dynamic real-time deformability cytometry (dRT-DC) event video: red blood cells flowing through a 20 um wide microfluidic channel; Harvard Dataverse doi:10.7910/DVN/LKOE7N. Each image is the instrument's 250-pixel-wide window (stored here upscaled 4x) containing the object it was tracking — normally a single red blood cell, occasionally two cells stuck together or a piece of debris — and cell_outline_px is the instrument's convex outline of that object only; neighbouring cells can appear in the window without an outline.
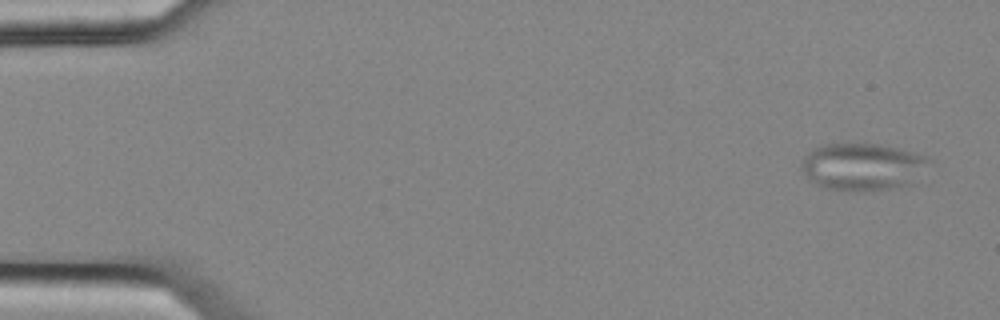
{"species": "common noctule bat (a hibernating species)", "species_latin": "Nyctalus noctula", "temperature_condition": "cold", "stored_images_in_passage": 4, "camera_frame_rate_fps": 3000, "um_per_image_px": 0.085, "animal": {"sex": "female", "body_mass_g": 25.1}, "frame": {"image": 1, "passage_image": 1, "time_ms": 0.0, "image_size_px": [1000, 320], "cell_outline_px": [[932, 160], [912, 184], [872, 192], [856, 192], [824, 188], [808, 180], [800, 168], [804, 156], [808, 152], [824, 144], [876, 144], [896, 148], [912, 152], [924, 156]], "centroid_in_image_um": [73.29, 14.2], "position_along_channel_um": 11.7, "area_um2": 35.37}}